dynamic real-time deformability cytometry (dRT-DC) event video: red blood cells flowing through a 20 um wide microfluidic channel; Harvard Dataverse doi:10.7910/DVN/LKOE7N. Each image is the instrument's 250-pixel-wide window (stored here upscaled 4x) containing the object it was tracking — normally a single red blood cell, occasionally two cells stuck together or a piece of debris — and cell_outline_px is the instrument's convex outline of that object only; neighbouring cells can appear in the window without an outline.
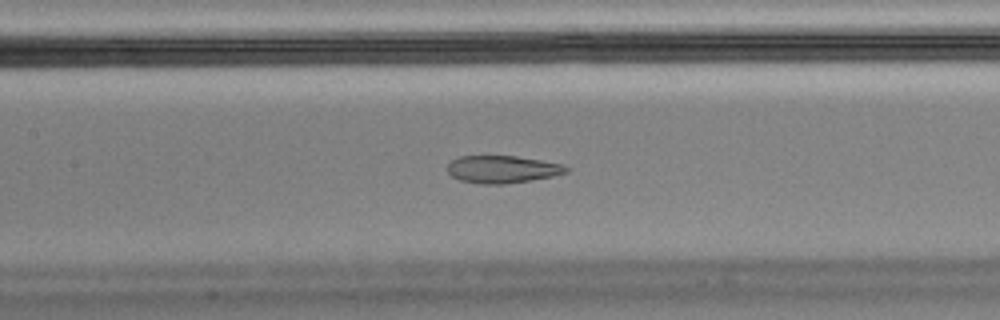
{"species": "Egyptian fruit bat (a non-hibernating species)", "species_latin": "Rousettus aegyptiacus", "temperature_condition": "cold", "stored_images_in_passage": 56, "camera_frame_rate_fps": 3000, "um_per_image_px": 0.085, "animal": {"sex": "male"}, "frame": {"image": 1, "passage_image": 25, "time_ms": 8.0, "image_size_px": [1000, 320], "cell_outline_px": [[568, 172], [552, 176], [532, 180], [504, 184], [480, 184], [460, 180], [452, 176], [448, 172], [448, 164], [452, 160], [460, 156], [516, 156], [564, 164], [568, 168]], "centroid_in_image_um": [42.7, 14.39], "position_along_channel_um": 164.7, "area_um2": 18.96}, "authors_computed_cell_mechanics": {"area_um2": 20.8947, "velocity_mm_per_s": 3.4555, "shape_relaxation_time_tau1_ms": null, "shape_relaxation_time_tau2_ms": 1.398, "deformation_change_tau1": null, "deformation_change_tau2": 0.0853}}